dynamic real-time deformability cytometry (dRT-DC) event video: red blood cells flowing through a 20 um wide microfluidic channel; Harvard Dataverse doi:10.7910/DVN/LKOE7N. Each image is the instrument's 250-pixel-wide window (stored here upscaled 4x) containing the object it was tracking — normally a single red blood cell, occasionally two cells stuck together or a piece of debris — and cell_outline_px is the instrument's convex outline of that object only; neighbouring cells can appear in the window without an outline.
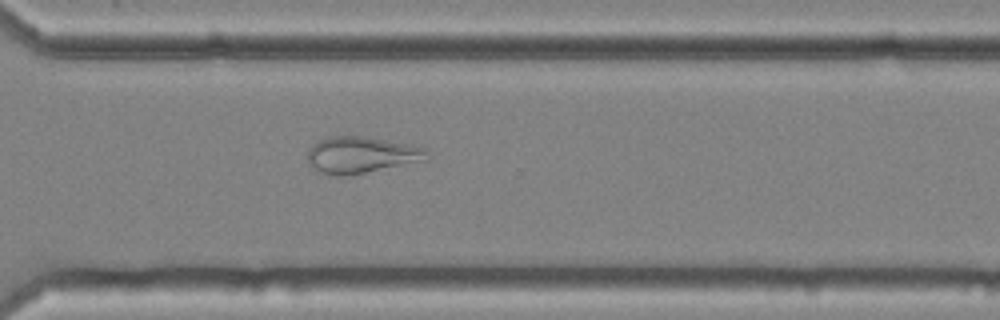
{"species": "common noctule bat (a hibernating species)", "species_latin": "Nyctalus noctula", "temperature_condition": "cold", "stored_images_in_passage": 40, "camera_frame_rate_fps": 3000, "um_per_image_px": 0.085, "animal": {"sex": "female", "body_mass_g": 25.1}, "frame": {"image": 1, "passage_image": 25, "time_ms": 8.0, "image_size_px": [1000, 320], "cell_outline_px": [[428, 152], [420, 160], [364, 172], [344, 176], [336, 176], [324, 172], [316, 168], [308, 160], [308, 148], [320, 140], [328, 136], [364, 136], [408, 144], [424, 148]], "centroid_in_image_um": [30.63, 13.13], "position_along_channel_um": 340.0, "area_um2": 24.33}}
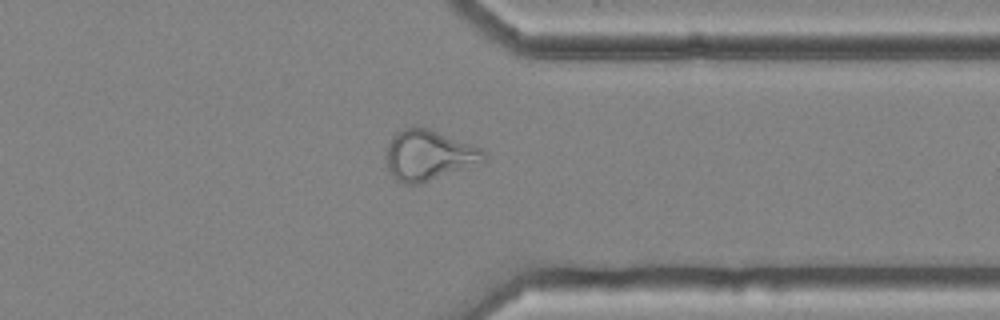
{"frame": {"image": 2, "passage_image": 28, "time_ms": 9.0, "image_size_px": [1000, 320], "cell_outline_px": [[488, 152], [484, 164], [420, 184], [404, 184], [396, 180], [392, 176], [388, 168], [388, 144], [392, 136], [404, 128], [416, 124], [428, 128], [480, 148]], "centroid_in_image_um": [36.5, 13.21], "position_along_channel_um": 374.9, "area_um2": 29.07}}
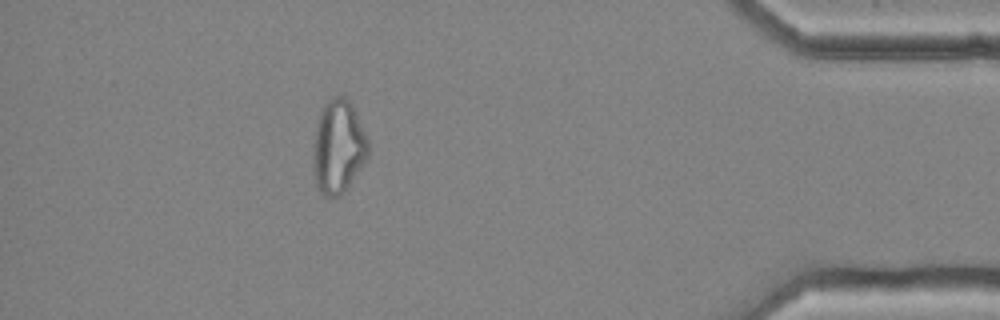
{"frame": {"image": 3, "passage_image": 34, "time_ms": 11.0, "image_size_px": [1000, 320], "cell_outline_px": [[368, 156], [348, 188], [340, 196], [324, 196], [316, 188], [312, 172], [312, 144], [316, 124], [320, 112], [328, 96], [344, 96], [352, 104], [356, 112], [368, 140]], "centroid_in_image_um": [28.71, 12.48], "position_along_channel_um": 406.5, "area_um2": 30.69}, "authors_computed_cell_mechanics": {"area_um2": 27.166, "velocity_mm_per_s": 3.6444, "shape_relaxation_time_tau1_ms": null, "shape_relaxation_time_tau2_ms": 2.5157, "deformation_change_tau1": null, "deformation_change_tau2": 0.1073}}